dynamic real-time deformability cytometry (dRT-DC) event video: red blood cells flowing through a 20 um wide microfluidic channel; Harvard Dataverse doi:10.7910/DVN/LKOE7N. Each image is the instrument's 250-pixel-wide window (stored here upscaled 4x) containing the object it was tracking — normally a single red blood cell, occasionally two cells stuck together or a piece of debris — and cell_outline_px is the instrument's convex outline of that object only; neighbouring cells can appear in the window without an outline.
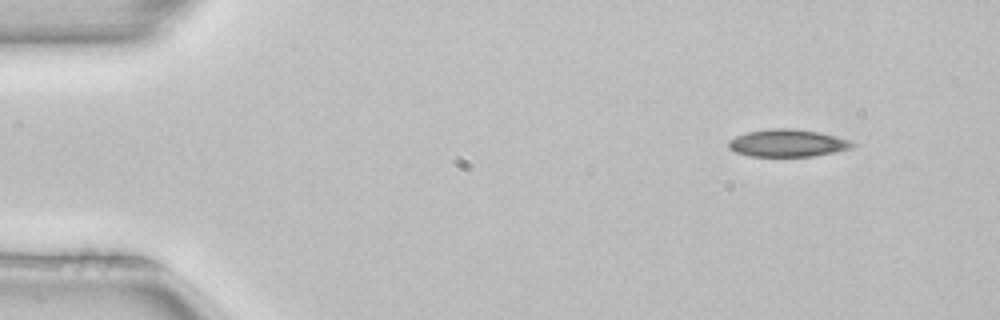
{"species": "common noctule bat (a hibernating species)", "species_latin": "Nyctalus noctula", "temperature_condition": "room temperature", "stored_images_in_passage": 3, "camera_frame_rate_fps": 3000, "um_per_image_px": 0.085, "animal": {"sex": "female", "body_mass_g": 22.7, "forearm_length_mm": 54.2}, "frame": {"image": 1, "passage_image": 1, "time_ms": 0.0, "image_size_px": [1000, 320], "cell_outline_px": [[856, 144], [852, 148], [836, 152], [812, 156], [748, 156], [736, 152], [728, 148], [728, 140], [736, 136], [748, 132], [768, 128], [792, 128], [820, 132], [852, 140]], "centroid_in_image_um": [66.96, 12.15], "position_along_channel_um": 18.0, "area_um2": 20.0}}
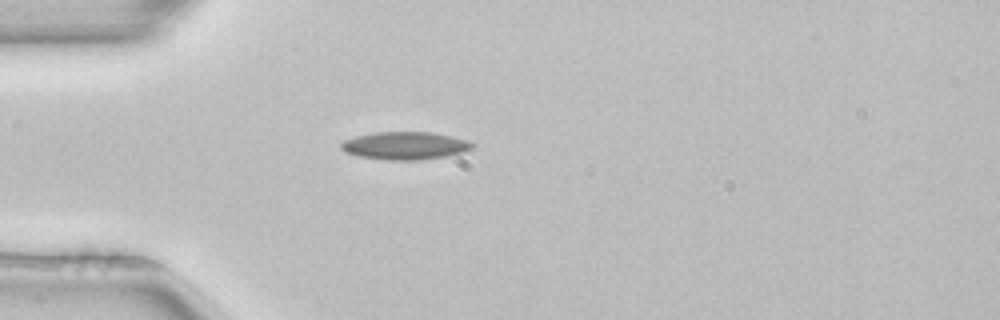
{"frame": {"image": 2, "passage_image": 3, "time_ms": 0.667, "image_size_px": [1000, 320], "cell_outline_px": [[476, 148], [464, 152], [444, 156], [420, 160], [388, 160], [356, 156], [344, 152], [340, 148], [340, 144], [344, 140], [356, 136], [376, 132], [432, 132], [452, 136], [476, 144]], "centroid_in_image_um": [34.42, 12.38], "position_along_channel_um": 50.6, "area_um2": 21.39}}